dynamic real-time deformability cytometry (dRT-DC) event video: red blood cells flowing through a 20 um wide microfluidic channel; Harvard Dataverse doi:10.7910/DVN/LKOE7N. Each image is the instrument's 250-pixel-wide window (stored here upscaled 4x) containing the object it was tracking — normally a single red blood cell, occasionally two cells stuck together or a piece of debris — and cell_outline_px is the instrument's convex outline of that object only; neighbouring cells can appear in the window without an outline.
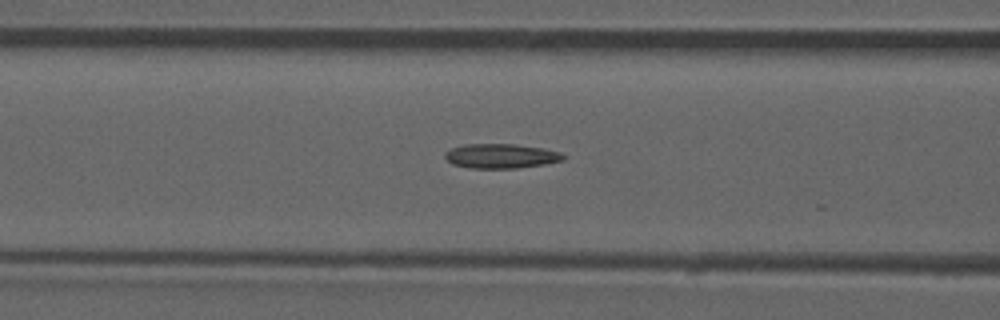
{"species": "common noctule bat (a hibernating species)", "species_latin": "Nyctalus noctula", "temperature_condition": "room temperature", "stored_images_in_passage": 25, "camera_frame_rate_fps": 3000, "um_per_image_px": 0.085, "animal": {"sex": "male", "forearm_length_mm": 52.5}, "frame": {"image": 1, "passage_image": 21, "time_ms": 6.667, "image_size_px": [1000, 320], "cell_outline_px": [[568, 156], [564, 160], [544, 164], [516, 168], [468, 168], [452, 164], [444, 156], [444, 152], [452, 148], [464, 144], [516, 144], [544, 148], [560, 152]], "centroid_in_image_um": [42.6, 13.26], "position_along_channel_um": 124.0, "area_um2": 17.05}}